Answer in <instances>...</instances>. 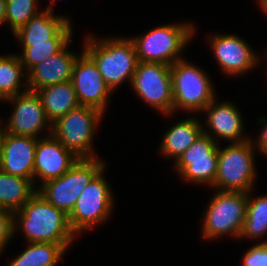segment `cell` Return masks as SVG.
I'll list each match as a JSON object with an SVG mask.
<instances>
[{
	"label": "cell",
	"instance_id": "6da1fadb",
	"mask_svg": "<svg viewBox=\"0 0 267 266\" xmlns=\"http://www.w3.org/2000/svg\"><path fill=\"white\" fill-rule=\"evenodd\" d=\"M14 224L15 232L17 227L21 228L27 242L70 245L76 237L68 215L49 203L38 191L14 212Z\"/></svg>",
	"mask_w": 267,
	"mask_h": 266
},
{
	"label": "cell",
	"instance_id": "7a4b0ae2",
	"mask_svg": "<svg viewBox=\"0 0 267 266\" xmlns=\"http://www.w3.org/2000/svg\"><path fill=\"white\" fill-rule=\"evenodd\" d=\"M82 51L94 61L112 91L127 80L131 85L139 60L130 38L116 37L98 41L90 35L85 39Z\"/></svg>",
	"mask_w": 267,
	"mask_h": 266
},
{
	"label": "cell",
	"instance_id": "3957f363",
	"mask_svg": "<svg viewBox=\"0 0 267 266\" xmlns=\"http://www.w3.org/2000/svg\"><path fill=\"white\" fill-rule=\"evenodd\" d=\"M195 26L190 23L168 24L153 28L148 33L130 38L140 62L172 65L182 59L181 52L194 37Z\"/></svg>",
	"mask_w": 267,
	"mask_h": 266
},
{
	"label": "cell",
	"instance_id": "277c9868",
	"mask_svg": "<svg viewBox=\"0 0 267 266\" xmlns=\"http://www.w3.org/2000/svg\"><path fill=\"white\" fill-rule=\"evenodd\" d=\"M254 149L252 139L219 148L217 174L212 187L220 191L251 192L256 179Z\"/></svg>",
	"mask_w": 267,
	"mask_h": 266
},
{
	"label": "cell",
	"instance_id": "5b68a950",
	"mask_svg": "<svg viewBox=\"0 0 267 266\" xmlns=\"http://www.w3.org/2000/svg\"><path fill=\"white\" fill-rule=\"evenodd\" d=\"M173 88V113L176 109L203 111L213 101L215 90L209 76L185 59L170 65Z\"/></svg>",
	"mask_w": 267,
	"mask_h": 266
},
{
	"label": "cell",
	"instance_id": "8992f818",
	"mask_svg": "<svg viewBox=\"0 0 267 266\" xmlns=\"http://www.w3.org/2000/svg\"><path fill=\"white\" fill-rule=\"evenodd\" d=\"M248 193L217 190L206 208L202 227L205 240L230 234L239 239L246 217Z\"/></svg>",
	"mask_w": 267,
	"mask_h": 266
},
{
	"label": "cell",
	"instance_id": "52a82bcc",
	"mask_svg": "<svg viewBox=\"0 0 267 266\" xmlns=\"http://www.w3.org/2000/svg\"><path fill=\"white\" fill-rule=\"evenodd\" d=\"M103 115L96 108L79 105L52 123V135L78 158H97L92 142Z\"/></svg>",
	"mask_w": 267,
	"mask_h": 266
},
{
	"label": "cell",
	"instance_id": "ba28073f",
	"mask_svg": "<svg viewBox=\"0 0 267 266\" xmlns=\"http://www.w3.org/2000/svg\"><path fill=\"white\" fill-rule=\"evenodd\" d=\"M104 168L99 158H79L65 174L41 184L37 191L68 215L85 186Z\"/></svg>",
	"mask_w": 267,
	"mask_h": 266
},
{
	"label": "cell",
	"instance_id": "9c48e42d",
	"mask_svg": "<svg viewBox=\"0 0 267 266\" xmlns=\"http://www.w3.org/2000/svg\"><path fill=\"white\" fill-rule=\"evenodd\" d=\"M102 169L82 190L72 211L68 214L71 230L77 234L103 223L113 209V193Z\"/></svg>",
	"mask_w": 267,
	"mask_h": 266
},
{
	"label": "cell",
	"instance_id": "30bf717a",
	"mask_svg": "<svg viewBox=\"0 0 267 266\" xmlns=\"http://www.w3.org/2000/svg\"><path fill=\"white\" fill-rule=\"evenodd\" d=\"M131 86L145 103L162 114L173 113V88L170 65L138 62Z\"/></svg>",
	"mask_w": 267,
	"mask_h": 266
},
{
	"label": "cell",
	"instance_id": "8fae6325",
	"mask_svg": "<svg viewBox=\"0 0 267 266\" xmlns=\"http://www.w3.org/2000/svg\"><path fill=\"white\" fill-rule=\"evenodd\" d=\"M219 146L202 133L174 163L176 171L189 182L213 186L217 174Z\"/></svg>",
	"mask_w": 267,
	"mask_h": 266
},
{
	"label": "cell",
	"instance_id": "7c38bea8",
	"mask_svg": "<svg viewBox=\"0 0 267 266\" xmlns=\"http://www.w3.org/2000/svg\"><path fill=\"white\" fill-rule=\"evenodd\" d=\"M14 103L13 112L5 124L7 133L18 136L39 138V133L47 126L52 131V123L47 119L40 96L34 91H26L6 99Z\"/></svg>",
	"mask_w": 267,
	"mask_h": 266
},
{
	"label": "cell",
	"instance_id": "4fadbf2b",
	"mask_svg": "<svg viewBox=\"0 0 267 266\" xmlns=\"http://www.w3.org/2000/svg\"><path fill=\"white\" fill-rule=\"evenodd\" d=\"M78 103L105 113L111 88L106 84L94 61L83 51L75 61L72 80Z\"/></svg>",
	"mask_w": 267,
	"mask_h": 266
},
{
	"label": "cell",
	"instance_id": "5bb4252c",
	"mask_svg": "<svg viewBox=\"0 0 267 266\" xmlns=\"http://www.w3.org/2000/svg\"><path fill=\"white\" fill-rule=\"evenodd\" d=\"M47 133L46 137L39 138L37 141L33 184L38 178L44 184L49 180L61 177L79 159L52 135V131L48 130Z\"/></svg>",
	"mask_w": 267,
	"mask_h": 266
},
{
	"label": "cell",
	"instance_id": "9a60e30c",
	"mask_svg": "<svg viewBox=\"0 0 267 266\" xmlns=\"http://www.w3.org/2000/svg\"><path fill=\"white\" fill-rule=\"evenodd\" d=\"M209 39L213 54L226 75L245 74L259 63L257 54L252 51L244 39L238 36L215 34Z\"/></svg>",
	"mask_w": 267,
	"mask_h": 266
},
{
	"label": "cell",
	"instance_id": "2e32d148",
	"mask_svg": "<svg viewBox=\"0 0 267 266\" xmlns=\"http://www.w3.org/2000/svg\"><path fill=\"white\" fill-rule=\"evenodd\" d=\"M203 111L207 113L206 123L211 129L208 131V129L203 128V133L211 137L216 143H218L217 138L231 141V143H240L250 139L243 134L242 116L232 103L225 101L217 104L215 98Z\"/></svg>",
	"mask_w": 267,
	"mask_h": 266
},
{
	"label": "cell",
	"instance_id": "e0dca14e",
	"mask_svg": "<svg viewBox=\"0 0 267 266\" xmlns=\"http://www.w3.org/2000/svg\"><path fill=\"white\" fill-rule=\"evenodd\" d=\"M37 141L38 138L7 133L3 143L0 170L29 179L33 183Z\"/></svg>",
	"mask_w": 267,
	"mask_h": 266
},
{
	"label": "cell",
	"instance_id": "ac0fdd59",
	"mask_svg": "<svg viewBox=\"0 0 267 266\" xmlns=\"http://www.w3.org/2000/svg\"><path fill=\"white\" fill-rule=\"evenodd\" d=\"M69 43L58 53L34 66L27 74L25 84L36 92L45 86L72 80V72L78 54L67 50Z\"/></svg>",
	"mask_w": 267,
	"mask_h": 266
},
{
	"label": "cell",
	"instance_id": "d6986e66",
	"mask_svg": "<svg viewBox=\"0 0 267 266\" xmlns=\"http://www.w3.org/2000/svg\"><path fill=\"white\" fill-rule=\"evenodd\" d=\"M69 21L68 17L54 16L53 11L44 10L13 34L23 47H28L31 43L47 42L52 39Z\"/></svg>",
	"mask_w": 267,
	"mask_h": 266
},
{
	"label": "cell",
	"instance_id": "ffe728a7",
	"mask_svg": "<svg viewBox=\"0 0 267 266\" xmlns=\"http://www.w3.org/2000/svg\"><path fill=\"white\" fill-rule=\"evenodd\" d=\"M203 128L201 122L194 117L180 120L164 134L159 146L161 153L175 159L176 162L203 133Z\"/></svg>",
	"mask_w": 267,
	"mask_h": 266
},
{
	"label": "cell",
	"instance_id": "44dd1931",
	"mask_svg": "<svg viewBox=\"0 0 267 266\" xmlns=\"http://www.w3.org/2000/svg\"><path fill=\"white\" fill-rule=\"evenodd\" d=\"M36 93L40 96L45 115L51 123L80 105L72 81L45 86Z\"/></svg>",
	"mask_w": 267,
	"mask_h": 266
},
{
	"label": "cell",
	"instance_id": "7402d4cb",
	"mask_svg": "<svg viewBox=\"0 0 267 266\" xmlns=\"http://www.w3.org/2000/svg\"><path fill=\"white\" fill-rule=\"evenodd\" d=\"M71 22L69 21L52 39L47 42L31 43V46L23 47V53L19 55L22 65L27 73L42 61L60 52L73 35Z\"/></svg>",
	"mask_w": 267,
	"mask_h": 266
},
{
	"label": "cell",
	"instance_id": "603a6c76",
	"mask_svg": "<svg viewBox=\"0 0 267 266\" xmlns=\"http://www.w3.org/2000/svg\"><path fill=\"white\" fill-rule=\"evenodd\" d=\"M29 179L13 176L0 170V207L17 211L37 192Z\"/></svg>",
	"mask_w": 267,
	"mask_h": 266
},
{
	"label": "cell",
	"instance_id": "cb8c5ba5",
	"mask_svg": "<svg viewBox=\"0 0 267 266\" xmlns=\"http://www.w3.org/2000/svg\"><path fill=\"white\" fill-rule=\"evenodd\" d=\"M69 245L28 242V247L9 266H56Z\"/></svg>",
	"mask_w": 267,
	"mask_h": 266
},
{
	"label": "cell",
	"instance_id": "d4e9b609",
	"mask_svg": "<svg viewBox=\"0 0 267 266\" xmlns=\"http://www.w3.org/2000/svg\"><path fill=\"white\" fill-rule=\"evenodd\" d=\"M250 193H248L246 217L239 238L261 239L267 235V196L252 199Z\"/></svg>",
	"mask_w": 267,
	"mask_h": 266
},
{
	"label": "cell",
	"instance_id": "484cf974",
	"mask_svg": "<svg viewBox=\"0 0 267 266\" xmlns=\"http://www.w3.org/2000/svg\"><path fill=\"white\" fill-rule=\"evenodd\" d=\"M24 71L19 55L0 56V91L7 98L28 91L27 85L23 92L19 90Z\"/></svg>",
	"mask_w": 267,
	"mask_h": 266
},
{
	"label": "cell",
	"instance_id": "4316f807",
	"mask_svg": "<svg viewBox=\"0 0 267 266\" xmlns=\"http://www.w3.org/2000/svg\"><path fill=\"white\" fill-rule=\"evenodd\" d=\"M37 9L38 0H6L5 22L10 24L14 33L32 17L40 13Z\"/></svg>",
	"mask_w": 267,
	"mask_h": 266
},
{
	"label": "cell",
	"instance_id": "83f0119b",
	"mask_svg": "<svg viewBox=\"0 0 267 266\" xmlns=\"http://www.w3.org/2000/svg\"><path fill=\"white\" fill-rule=\"evenodd\" d=\"M14 212L0 207V253L15 235Z\"/></svg>",
	"mask_w": 267,
	"mask_h": 266
},
{
	"label": "cell",
	"instance_id": "f1b7e54d",
	"mask_svg": "<svg viewBox=\"0 0 267 266\" xmlns=\"http://www.w3.org/2000/svg\"><path fill=\"white\" fill-rule=\"evenodd\" d=\"M242 264L243 266H267V242L252 246L245 253Z\"/></svg>",
	"mask_w": 267,
	"mask_h": 266
},
{
	"label": "cell",
	"instance_id": "f546056e",
	"mask_svg": "<svg viewBox=\"0 0 267 266\" xmlns=\"http://www.w3.org/2000/svg\"><path fill=\"white\" fill-rule=\"evenodd\" d=\"M267 120L265 118H259V123L262 125L264 124L262 131L260 132V135L257 138L256 141H252L253 146L260 150L264 155H267ZM255 144V145H254Z\"/></svg>",
	"mask_w": 267,
	"mask_h": 266
},
{
	"label": "cell",
	"instance_id": "4dcf8cb0",
	"mask_svg": "<svg viewBox=\"0 0 267 266\" xmlns=\"http://www.w3.org/2000/svg\"><path fill=\"white\" fill-rule=\"evenodd\" d=\"M2 124V121L0 122ZM0 124V162H1V158H2V151H3V143H4V139L5 136L7 134V130L5 127H3V125ZM4 128H2V127Z\"/></svg>",
	"mask_w": 267,
	"mask_h": 266
},
{
	"label": "cell",
	"instance_id": "1f68e13d",
	"mask_svg": "<svg viewBox=\"0 0 267 266\" xmlns=\"http://www.w3.org/2000/svg\"><path fill=\"white\" fill-rule=\"evenodd\" d=\"M6 17V0H0V25L5 23Z\"/></svg>",
	"mask_w": 267,
	"mask_h": 266
},
{
	"label": "cell",
	"instance_id": "d6a6232c",
	"mask_svg": "<svg viewBox=\"0 0 267 266\" xmlns=\"http://www.w3.org/2000/svg\"><path fill=\"white\" fill-rule=\"evenodd\" d=\"M260 6L262 10L266 13L267 15V0H259Z\"/></svg>",
	"mask_w": 267,
	"mask_h": 266
},
{
	"label": "cell",
	"instance_id": "836d02e7",
	"mask_svg": "<svg viewBox=\"0 0 267 266\" xmlns=\"http://www.w3.org/2000/svg\"><path fill=\"white\" fill-rule=\"evenodd\" d=\"M54 1H56V0H53V1H51V3H49V5H47V11H50V12H52V10L54 9L53 8V4L55 3Z\"/></svg>",
	"mask_w": 267,
	"mask_h": 266
},
{
	"label": "cell",
	"instance_id": "e575fe53",
	"mask_svg": "<svg viewBox=\"0 0 267 266\" xmlns=\"http://www.w3.org/2000/svg\"><path fill=\"white\" fill-rule=\"evenodd\" d=\"M7 99V97L0 91V101L1 100H6Z\"/></svg>",
	"mask_w": 267,
	"mask_h": 266
}]
</instances>
